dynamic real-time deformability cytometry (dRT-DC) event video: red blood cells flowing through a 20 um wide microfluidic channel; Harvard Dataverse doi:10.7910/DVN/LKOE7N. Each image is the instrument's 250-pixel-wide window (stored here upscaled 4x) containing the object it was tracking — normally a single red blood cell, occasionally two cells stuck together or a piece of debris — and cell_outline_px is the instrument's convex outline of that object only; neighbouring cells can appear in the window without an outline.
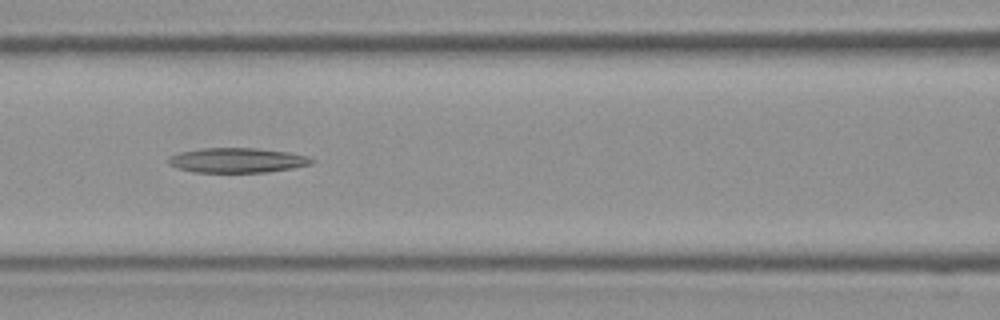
{"species": "Egyptian fruit bat (a non-hibernating species)", "species_latin": "Rousettus aegyptiacus", "temperature_condition": "room temperature", "stored_images_in_passage": 36, "camera_frame_rate_fps": 3000, "um_per_image_px": 0.085, "frame": {"image": 1, "passage_image": 15, "time_ms": 4.667, "image_size_px": [1000, 320], "cell_outline_px": [[316, 160], [312, 164], [292, 168], [268, 172], [192, 172], [176, 168], [168, 164], [168, 156], [180, 152], [200, 148], [256, 148], [288, 152], [308, 156]], "centroid_in_image_um": [20.14, 13.62], "position_along_channel_um": 146.5, "area_um2": 20.87}}
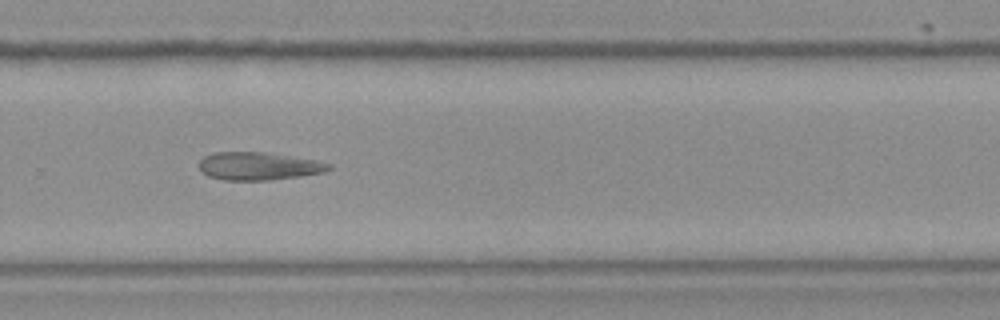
{"frame": {"image": 2, "passage_image": 24, "time_ms": 7.667, "image_size_px": [1000, 320], "cell_outline_px": [[332, 168], [324, 172], [300, 176], [268, 180], [224, 180], [208, 176], [200, 172], [196, 164], [204, 156], [212, 152], [264, 152], [316, 160], [332, 164]], "centroid_in_image_um": [21.92, 14.12], "position_along_channel_um": 307.9, "area_um2": 21.27}}
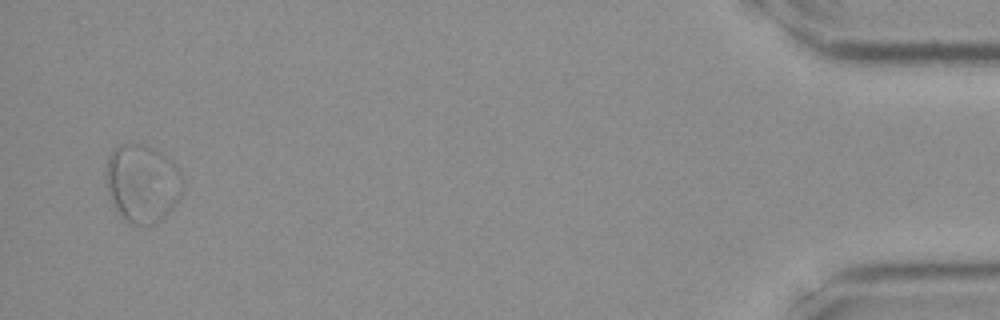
{"frame": {"image": 3, "passage_image": 35, "time_ms": 11.333, "image_size_px": [1000, 320], "cell_outline_px": [[184, 188], [176, 204], [156, 224], [148, 228], [140, 228], [124, 220], [108, 196], [104, 172], [108, 156], [112, 148], [120, 144], [148, 144], [156, 148], [176, 164], [180, 168], [184, 184]], "centroid_in_image_um": [12.1, 15.59], "position_along_channel_um": 423.1, "area_um2": 36.18}}